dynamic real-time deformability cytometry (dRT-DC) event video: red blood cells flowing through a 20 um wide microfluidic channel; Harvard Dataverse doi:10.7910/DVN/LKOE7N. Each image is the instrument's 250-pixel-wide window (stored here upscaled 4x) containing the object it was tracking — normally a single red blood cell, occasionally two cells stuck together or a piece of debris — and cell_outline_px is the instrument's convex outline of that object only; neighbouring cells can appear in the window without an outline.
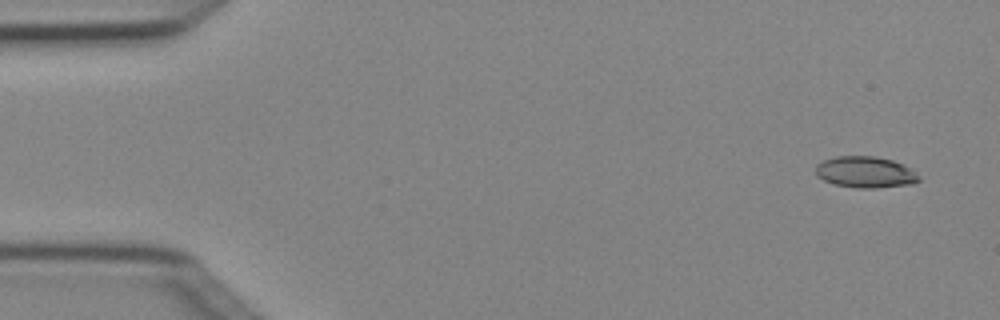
{"species": "Egyptian fruit bat (a non-hibernating species)", "species_latin": "Rousettus aegyptiacus", "temperature_condition": "cold", "stored_images_in_passage": 4, "camera_frame_rate_fps": 3000, "um_per_image_px": 0.085, "animal": {"sex": "female"}, "frame": {"image": 1, "passage_image": 1, "time_ms": 0.0, "image_size_px": [1000, 320], "cell_outline_px": [[920, 180], [912, 184], [876, 188], [856, 188], [836, 184], [824, 180], [816, 176], [816, 164], [824, 160], [836, 156], [876, 156], [892, 160], [904, 164], [912, 168]], "centroid_in_image_um": [73.56, 14.62], "position_along_channel_um": 11.4, "area_um2": 18.9}}
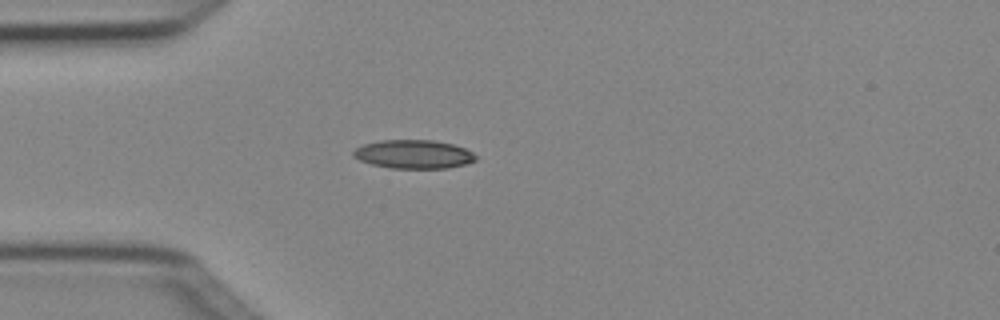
{"frame": {"image": 2, "passage_image": 4, "time_ms": 1.0, "image_size_px": [1000, 320], "cell_outline_px": [[476, 160], [464, 164], [448, 168], [392, 168], [372, 164], [360, 160], [352, 156], [352, 152], [356, 148], [364, 144], [380, 140], [432, 140], [452, 144], [464, 148], [472, 152], [476, 156]], "centroid_in_image_um": [35.14, 13.1], "position_along_channel_um": 49.9, "area_um2": 20.29}}